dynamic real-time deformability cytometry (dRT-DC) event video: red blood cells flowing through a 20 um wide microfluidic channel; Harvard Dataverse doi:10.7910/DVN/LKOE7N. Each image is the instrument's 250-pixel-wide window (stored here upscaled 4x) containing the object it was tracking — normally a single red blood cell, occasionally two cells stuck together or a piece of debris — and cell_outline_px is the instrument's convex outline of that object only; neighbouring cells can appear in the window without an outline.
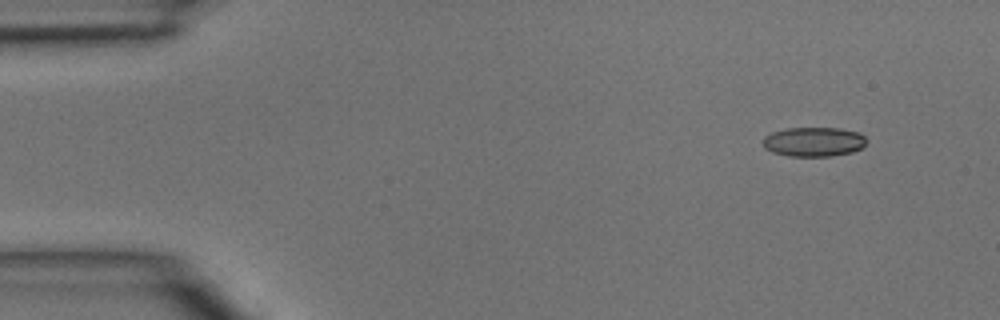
{"species": "common noctule bat (a hibernating species)", "species_latin": "Nyctalus noctula", "temperature_condition": "room temperature", "stored_images_in_passage": 3, "camera_frame_rate_fps": 3000, "um_per_image_px": 0.085, "animal": {"sex": "male", "body_mass_g": 15.6}, "frame": {"image": 1, "passage_image": 1, "time_ms": 0.0, "image_size_px": [1000, 320], "cell_outline_px": [[868, 140], [860, 148], [852, 152], [832, 156], [788, 156], [772, 152], [764, 148], [764, 136], [772, 132], [788, 128], [840, 128], [860, 132]], "centroid_in_image_um": [69.18, 12.05], "position_along_channel_um": 15.8, "area_um2": 17.8}}
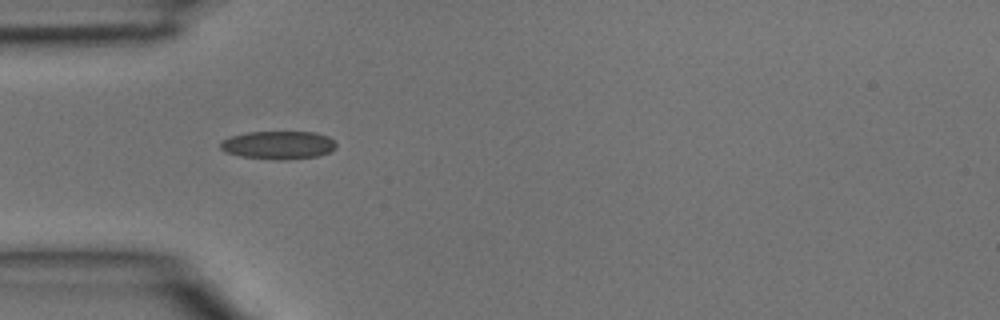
{"frame": {"image": 2, "passage_image": 3, "time_ms": 0.667, "image_size_px": [1000, 320], "cell_outline_px": [[336, 148], [320, 156], [284, 160], [276, 160], [240, 156], [224, 152], [220, 148], [220, 140], [232, 136], [248, 132], [316, 132], [328, 136], [336, 144]], "centroid_in_image_um": [23.64, 12.33], "position_along_channel_um": 61.4, "area_um2": 19.13}}